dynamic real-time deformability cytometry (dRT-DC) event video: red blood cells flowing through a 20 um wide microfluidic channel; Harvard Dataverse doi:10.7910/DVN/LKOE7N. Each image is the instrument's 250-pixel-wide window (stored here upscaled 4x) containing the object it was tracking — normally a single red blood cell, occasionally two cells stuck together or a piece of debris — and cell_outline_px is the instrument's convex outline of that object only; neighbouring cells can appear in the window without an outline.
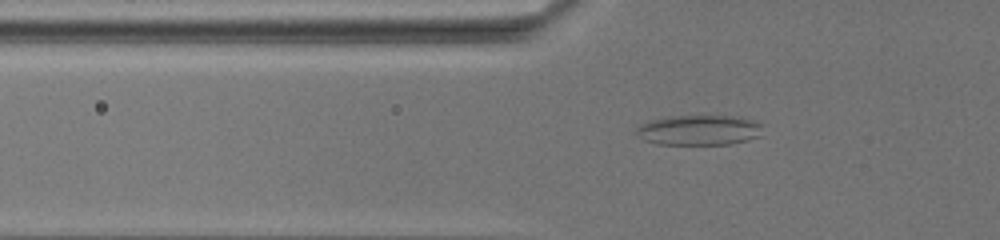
{"species": "common noctule bat (a hibernating species)", "species_latin": "Nyctalus noctula", "temperature_condition": "warm", "stored_images_in_passage": 48, "camera_frame_rate_fps": 3000, "um_per_image_px": 0.085, "animal": {"sex": "female", "body_mass_g": 19.5, "forearm_length_mm": 54.1}, "frame": {"image": 1, "passage_image": 4, "time_ms": 1.667, "image_size_px": [1000, 240], "cell_outline_px": [[760, 136], [728, 144], [656, 144], [644, 140], [636, 136], [636, 128], [640, 124], [648, 120], [672, 116], [740, 116], [760, 124]], "centroid_in_image_um": [59.33, 11.05], "position_along_channel_um": 66.5, "area_um2": 22.08}}
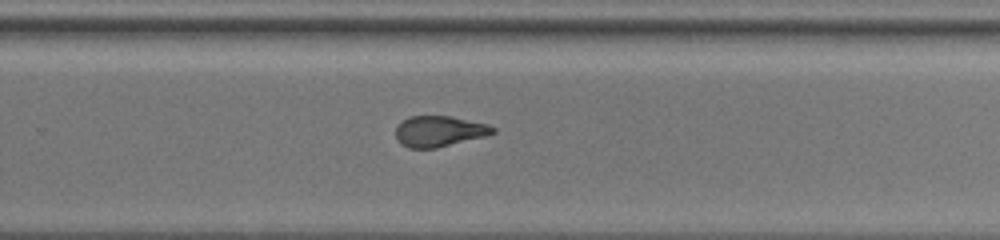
{"frame": {"image": 2, "passage_image": 20, "time_ms": 9.667, "image_size_px": [1000, 240], "cell_outline_px": [[496, 132], [484, 136], [436, 148], [408, 148], [400, 144], [396, 136], [396, 128], [408, 116], [452, 116], [488, 124], [496, 128]], "centroid_in_image_um": [37.33, 11.15], "position_along_channel_um": 292.5, "area_um2": 17.34}}
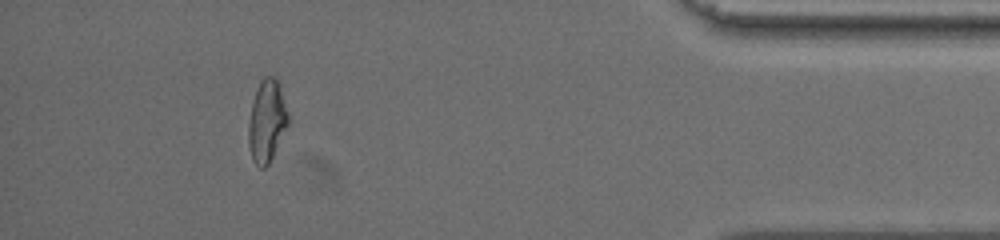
{"frame": {"image": 3, "passage_image": 40, "time_ms": 15.333, "image_size_px": [1000, 240], "cell_outline_px": [[288, 124], [268, 164], [264, 168], [260, 168], [252, 160], [248, 144], [248, 124], [252, 104], [260, 80], [264, 76], [272, 76], [276, 80], [288, 112]], "centroid_in_image_um": [22.65, 10.32], "position_along_channel_um": 412.5, "area_um2": 18.5}}